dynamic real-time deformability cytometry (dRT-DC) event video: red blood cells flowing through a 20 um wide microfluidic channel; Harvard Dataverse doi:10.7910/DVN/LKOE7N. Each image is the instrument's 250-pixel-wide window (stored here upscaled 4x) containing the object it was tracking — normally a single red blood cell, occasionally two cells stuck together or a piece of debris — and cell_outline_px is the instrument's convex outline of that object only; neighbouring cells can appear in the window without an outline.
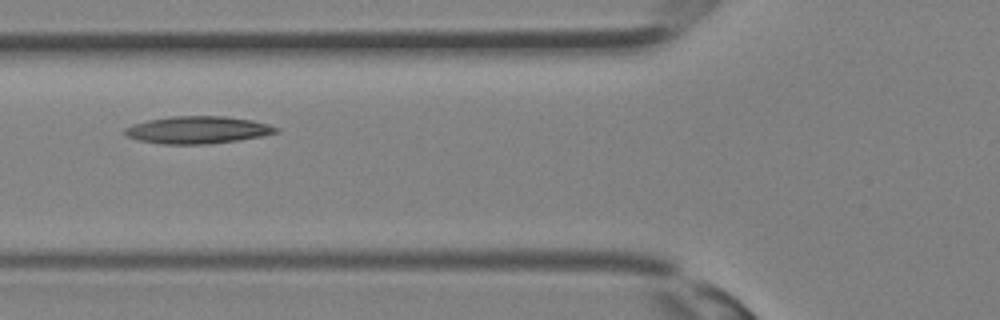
{"species": "Egyptian fruit bat (a non-hibernating species)", "species_latin": "Rousettus aegyptiacus", "temperature_condition": "room temperature", "stored_images_in_passage": 16, "camera_frame_rate_fps": 3000, "um_per_image_px": 0.085, "animal": {"sex": "female"}, "frame": {"image": 1, "passage_image": 10, "time_ms": 3.0, "image_size_px": [1000, 320], "cell_outline_px": [[280, 132], [260, 136], [236, 140], [208, 144], [164, 144], [140, 140], [124, 136], [124, 128], [132, 124], [148, 120], [172, 116], [224, 116], [252, 120], [268, 124], [280, 128]], "centroid_in_image_um": [16.79, 11.04], "position_along_channel_um": 109.0, "area_um2": 24.04}}
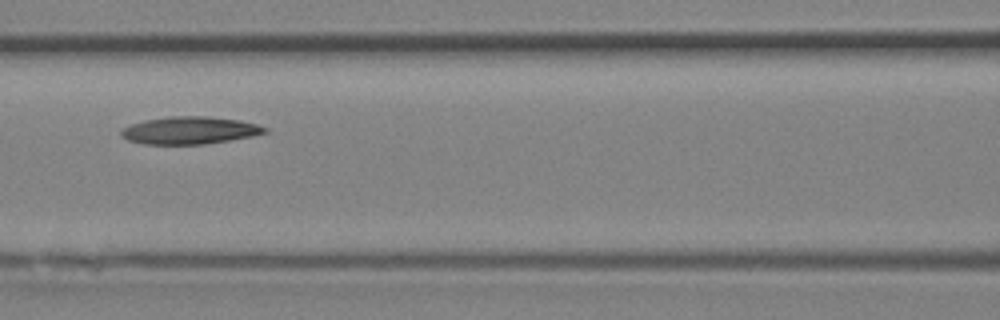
{"frame": {"image": 2, "passage_image": 12, "time_ms": 3.667, "image_size_px": [1000, 320], "cell_outline_px": [[268, 132], [252, 136], [204, 144], [144, 144], [128, 140], [120, 136], [120, 132], [124, 128], [132, 124], [144, 120], [168, 116], [208, 116], [240, 120], [256, 124], [268, 128]], "centroid_in_image_um": [16.12, 11.07], "position_along_channel_um": 150.5, "area_um2": 22.95}}
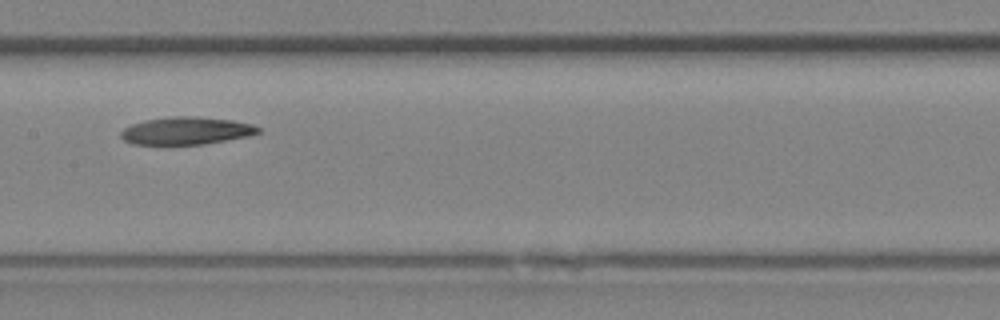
{"frame": {"image": 3, "passage_image": 14, "time_ms": 4.333, "image_size_px": [1000, 320], "cell_outline_px": [[260, 132], [248, 136], [204, 144], [132, 144], [124, 140], [120, 136], [120, 132], [124, 128], [132, 124], [144, 120], [172, 116], [196, 116], [232, 120], [252, 124], [260, 128]], "centroid_in_image_um": [15.82, 11.11], "position_along_channel_um": 191.6, "area_um2": 22.02}}